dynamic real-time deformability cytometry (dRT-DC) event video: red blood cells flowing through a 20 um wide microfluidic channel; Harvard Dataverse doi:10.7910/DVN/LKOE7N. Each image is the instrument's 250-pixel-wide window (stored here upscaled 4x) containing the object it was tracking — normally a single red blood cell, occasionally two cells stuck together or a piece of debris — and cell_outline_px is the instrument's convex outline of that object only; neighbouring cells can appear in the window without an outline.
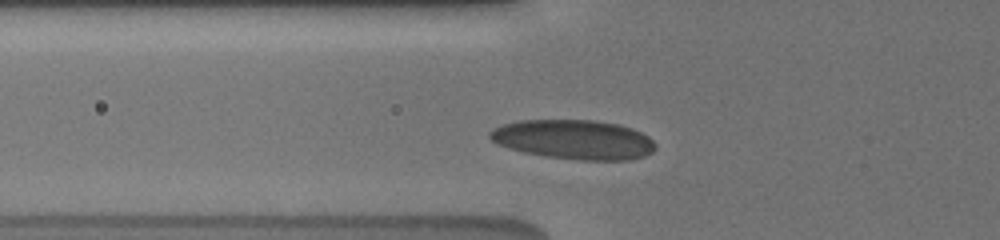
{"species": "human", "species_latin": "Homo sapiens", "temperature_condition": "cold", "stored_images_in_passage": 6, "camera_frame_rate_fps": 3000, "um_per_image_px": 0.085, "donor": {"sex": "male"}, "frame": {"image": 1, "passage_image": 4, "time_ms": 2.333, "image_size_px": [1000, 240], "cell_outline_px": [[656, 148], [652, 152], [644, 156], [628, 160], [580, 160], [544, 156], [524, 152], [508, 148], [492, 140], [488, 136], [488, 132], [504, 124], [520, 120], [592, 120], [620, 124], [632, 128], [648, 136], [656, 144]], "centroid_in_image_um": [48.8, 11.86], "position_along_channel_um": 77.0, "area_um2": 38.03}}
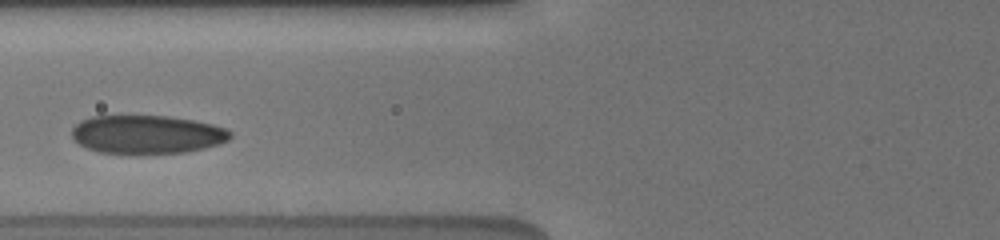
{"frame": {"image": 2, "passage_image": 5, "time_ms": 3.333, "image_size_px": [1000, 240], "cell_outline_px": [[232, 136], [228, 140], [204, 148], [184, 152], [100, 152], [88, 148], [80, 144], [72, 136], [72, 128], [80, 120], [92, 116], [168, 116], [192, 120], [212, 124], [224, 128], [232, 132]], "centroid_in_image_um": [12.49, 11.4], "position_along_channel_um": 113.3, "area_um2": 34.8}}